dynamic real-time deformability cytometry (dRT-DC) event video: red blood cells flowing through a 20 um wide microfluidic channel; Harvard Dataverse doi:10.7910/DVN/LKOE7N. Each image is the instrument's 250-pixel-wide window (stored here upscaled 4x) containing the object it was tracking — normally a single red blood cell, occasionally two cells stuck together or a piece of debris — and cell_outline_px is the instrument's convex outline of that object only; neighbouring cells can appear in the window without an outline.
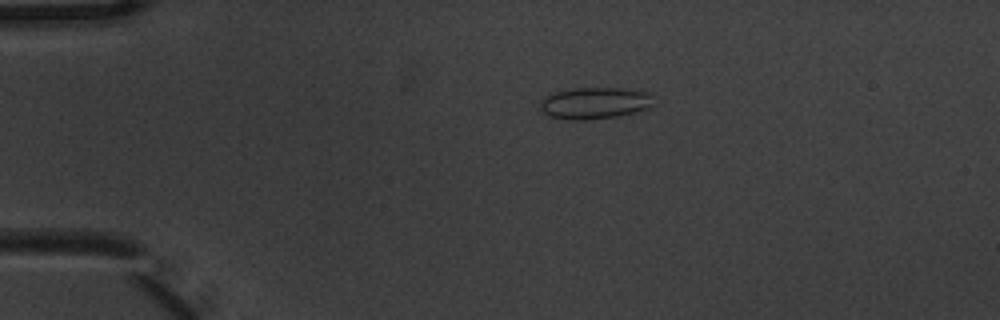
{"species": "common noctule bat (a hibernating species)", "species_latin": "Nyctalus noctula", "temperature_condition": "warm", "stored_images_in_passage": 5, "camera_frame_rate_fps": 3000, "um_per_image_px": 0.085, "animal": {"sex": "male", "body_mass_g": 20.1, "forearm_length_mm": 53.5}, "frame": {"image": 1, "passage_image": 3, "time_ms": 0.667, "image_size_px": [1000, 320], "cell_outline_px": [[652, 104], [648, 108], [636, 112], [616, 116], [584, 120], [568, 120], [548, 116], [540, 108], [540, 100], [544, 96], [556, 92], [572, 88], [616, 88], [644, 92], [648, 96]], "centroid_in_image_um": [50.44, 8.77], "position_along_channel_um": 34.6, "area_um2": 20.58}}
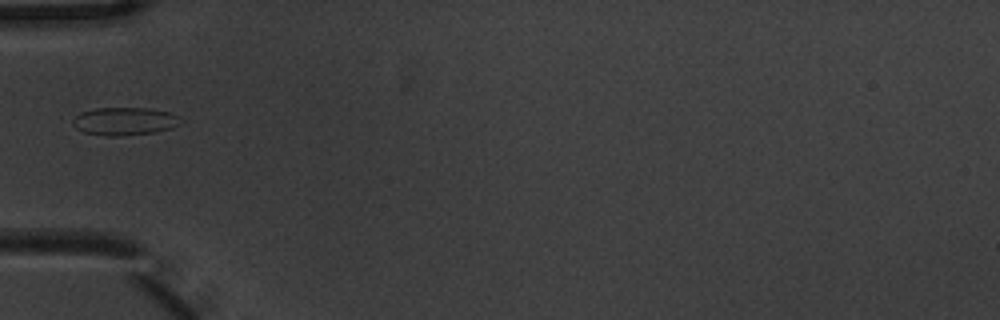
{"frame": {"image": 2, "passage_image": 5, "time_ms": 1.333, "image_size_px": [1000, 320], "cell_outline_px": [[180, 124], [172, 128], [156, 132], [120, 136], [104, 136], [84, 132], [76, 128], [72, 124], [72, 120], [80, 112], [96, 108], [144, 108], [168, 112], [180, 116]], "centroid_in_image_um": [10.57, 10.31], "position_along_channel_um": 74.4, "area_um2": 17.57}}